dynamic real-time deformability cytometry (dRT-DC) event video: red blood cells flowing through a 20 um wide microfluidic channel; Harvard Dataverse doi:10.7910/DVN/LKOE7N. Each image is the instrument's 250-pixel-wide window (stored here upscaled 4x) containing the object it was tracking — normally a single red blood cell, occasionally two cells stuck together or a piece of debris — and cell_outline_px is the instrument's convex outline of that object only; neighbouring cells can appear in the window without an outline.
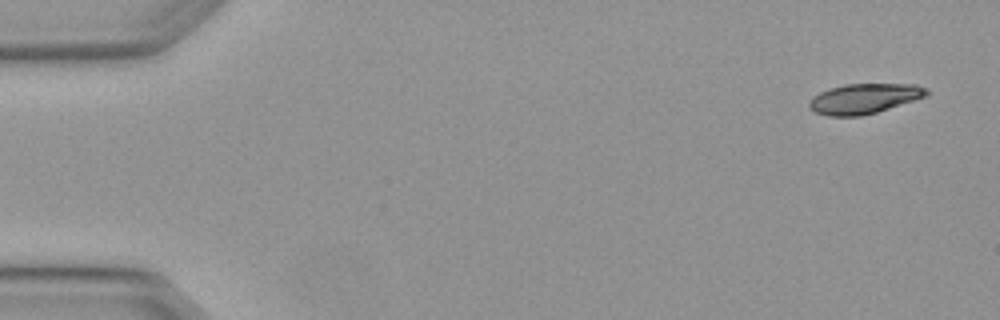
{"species": "Egyptian fruit bat (a non-hibernating species)", "species_latin": "Rousettus aegyptiacus", "temperature_condition": "warm", "stored_images_in_passage": 4, "camera_frame_rate_fps": 3000, "um_per_image_px": 0.085, "animal": {"sex": "female"}, "frame": {"image": 1, "passage_image": 1, "time_ms": 0.0, "image_size_px": [1000, 320], "cell_outline_px": [[928, 96], [876, 112], [860, 116], [828, 116], [816, 112], [808, 108], [808, 104], [812, 96], [820, 92], [844, 84], [916, 84], [928, 88]], "centroid_in_image_um": [73.46, 8.38], "position_along_channel_um": 11.5, "area_um2": 20.58}}
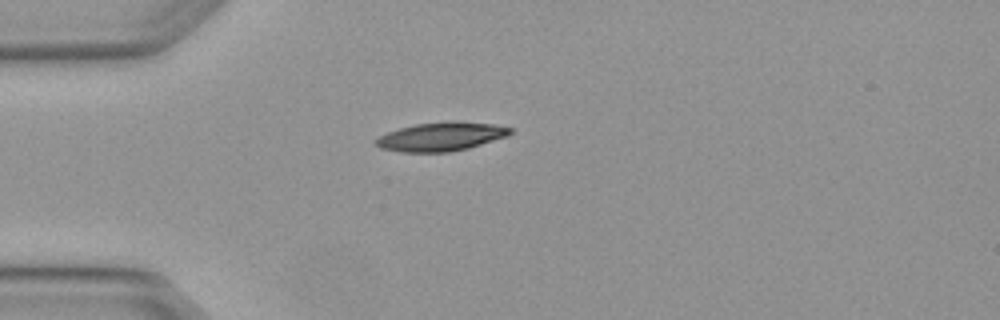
{"frame": {"image": 2, "passage_image": 4, "time_ms": 1.0, "image_size_px": [1000, 320], "cell_outline_px": [[512, 132], [508, 136], [468, 148], [448, 152], [400, 152], [380, 148], [372, 140], [388, 132], [400, 128], [416, 124], [448, 120], [452, 120], [492, 124], [512, 128]], "centroid_in_image_um": [37.48, 11.6], "position_along_channel_um": 47.5, "area_um2": 22.6}}